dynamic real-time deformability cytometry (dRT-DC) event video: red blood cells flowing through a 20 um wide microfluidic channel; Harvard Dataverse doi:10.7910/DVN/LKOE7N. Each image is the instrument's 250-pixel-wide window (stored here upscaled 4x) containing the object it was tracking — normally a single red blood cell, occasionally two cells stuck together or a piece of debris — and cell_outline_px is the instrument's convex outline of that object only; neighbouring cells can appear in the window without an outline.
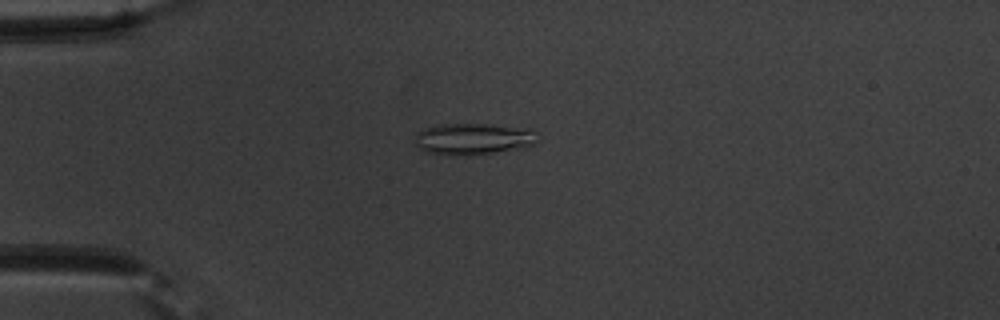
{"species": "common noctule bat (a hibernating species)", "species_latin": "Nyctalus noctula", "temperature_condition": "warm", "stored_images_in_passage": 17, "camera_frame_rate_fps": 3000, "um_per_image_px": 0.085, "animal": {"sex": "male", "body_mass_g": 20.1, "forearm_length_mm": 53.5}, "frame": {"image": 1, "passage_image": 6, "time_ms": 1.667, "image_size_px": [1000, 320], "cell_outline_px": [[532, 144], [528, 148], [468, 156], [448, 156], [424, 152], [412, 140], [416, 132], [424, 128], [440, 124], [492, 124], [532, 128]], "centroid_in_image_um": [40.13, 11.82], "position_along_channel_um": 44.9, "area_um2": 23.0}}
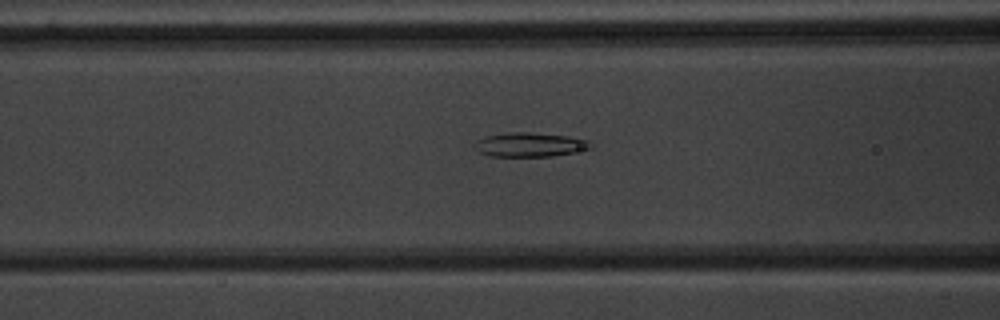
{"frame": {"image": 2, "passage_image": 14, "time_ms": 4.333, "image_size_px": [1000, 320], "cell_outline_px": [[596, 144], [592, 148], [552, 156], [488, 156], [476, 152], [472, 148], [472, 144], [476, 140], [484, 136], [508, 132], [528, 132], [568, 136], [588, 140]], "centroid_in_image_um": [44.97, 12.29], "position_along_channel_um": 121.6, "area_um2": 16.7}}
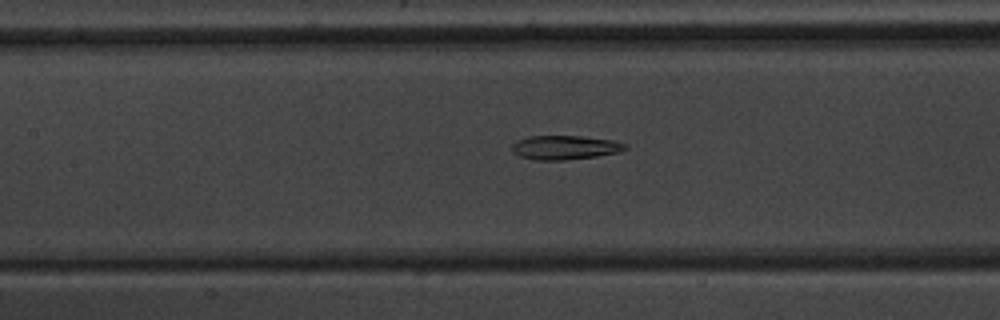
{"frame": {"image": 3, "passage_image": 17, "time_ms": 5.333, "image_size_px": [1000, 320], "cell_outline_px": [[628, 148], [620, 152], [596, 156], [564, 160], [536, 160], [520, 156], [512, 152], [512, 144], [516, 140], [528, 136], [580, 136], [612, 140], [628, 144]], "centroid_in_image_um": [48.02, 12.53], "position_along_channel_um": 159.4, "area_um2": 15.95}}